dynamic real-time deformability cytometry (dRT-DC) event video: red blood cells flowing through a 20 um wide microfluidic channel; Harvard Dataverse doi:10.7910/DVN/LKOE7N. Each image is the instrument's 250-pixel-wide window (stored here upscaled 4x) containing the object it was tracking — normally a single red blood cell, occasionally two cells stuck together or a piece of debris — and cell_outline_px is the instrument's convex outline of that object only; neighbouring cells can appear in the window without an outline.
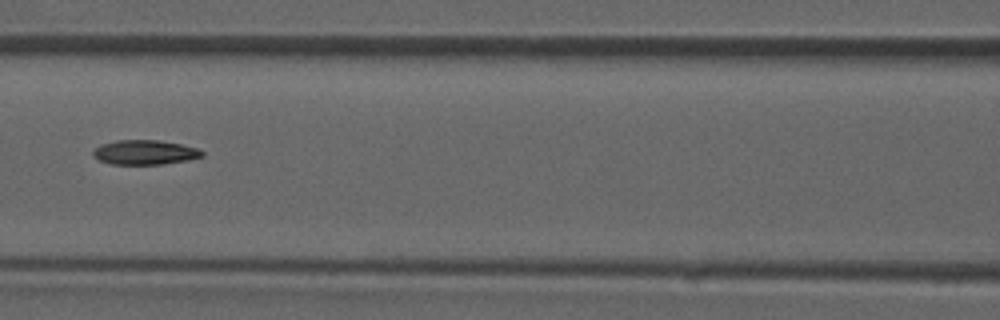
{"species": "common noctule bat (a hibernating species)", "species_latin": "Nyctalus noctula", "temperature_condition": "room temperature", "stored_images_in_passage": 44, "camera_frame_rate_fps": 3000, "um_per_image_px": 0.085, "animal": {"sex": "male", "forearm_length_mm": 52.5}, "frame": {"image": 1, "passage_image": 19, "time_ms": 6.0, "image_size_px": [1000, 320], "cell_outline_px": [[204, 152], [200, 156], [184, 160], [156, 164], [116, 164], [100, 160], [96, 156], [96, 148], [104, 144], [124, 140], [152, 140], [176, 144], [192, 148]], "centroid_in_image_um": [12.28, 12.95], "position_along_channel_um": 154.3, "area_um2": 14.39}}